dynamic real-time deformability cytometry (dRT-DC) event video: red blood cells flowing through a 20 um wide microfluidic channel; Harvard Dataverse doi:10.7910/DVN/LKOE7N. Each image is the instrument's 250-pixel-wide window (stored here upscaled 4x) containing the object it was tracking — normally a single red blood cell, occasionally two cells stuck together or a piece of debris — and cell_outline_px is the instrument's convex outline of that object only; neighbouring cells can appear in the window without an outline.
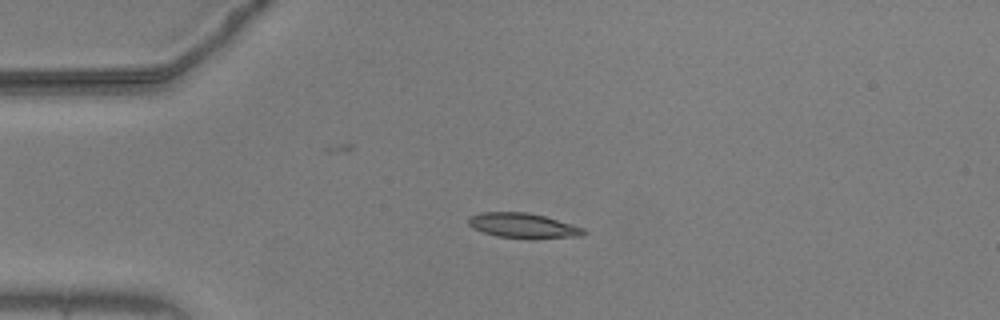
{"species": "common noctule bat (a hibernating species)", "species_latin": "Nyctalus noctula", "temperature_condition": "warm", "stored_images_in_passage": 44, "camera_frame_rate_fps": 3000, "um_per_image_px": 0.085, "animal": {"sex": "male", "body_mass_g": 20.5, "forearm_length_mm": 52.5}, "frame": {"image": 1, "passage_image": 1, "time_ms": 0.0, "image_size_px": [1000, 320], "cell_outline_px": [[588, 232], [584, 236], [496, 236], [472, 228], [468, 224], [468, 216], [480, 212], [528, 212], [544, 216], [584, 228]], "centroid_in_image_um": [44.39, 19.12], "position_along_channel_um": 40.6, "area_um2": 15.95}}
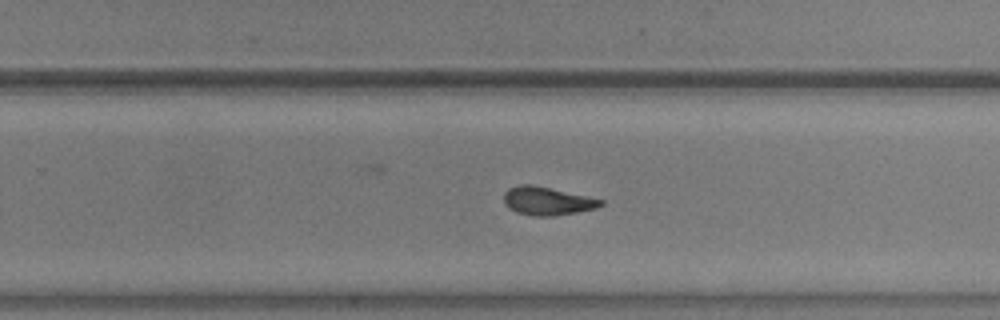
{"frame": {"image": 2, "passage_image": 23, "time_ms": 7.333, "image_size_px": [1000, 320], "cell_outline_px": [[604, 204], [596, 208], [576, 212], [552, 216], [532, 216], [516, 212], [508, 208], [504, 204], [504, 192], [508, 188], [520, 184], [532, 184], [588, 196], [604, 200]], "centroid_in_image_um": [46.49, 17.08], "position_along_channel_um": 283.3, "area_um2": 16.07}}
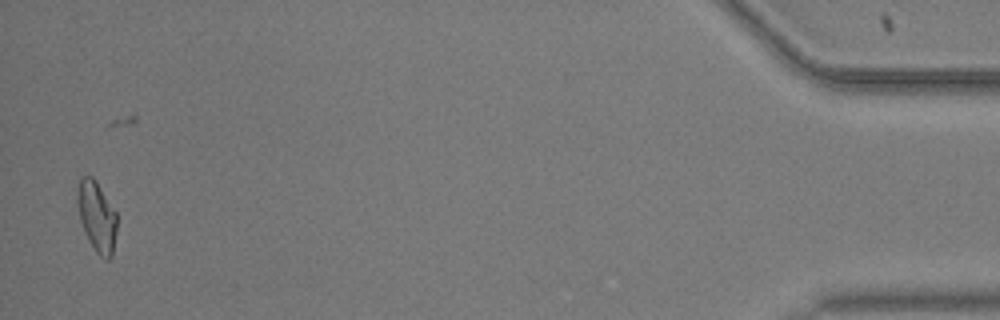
{"frame": {"image": 3, "passage_image": 42, "time_ms": 13.667, "image_size_px": [1000, 320], "cell_outline_px": [[116, 232], [112, 256], [108, 260], [104, 260], [96, 252], [84, 232], [80, 220], [76, 200], [76, 192], [80, 176], [92, 176], [96, 180], [116, 212]], "centroid_in_image_um": [8.21, 18.39], "position_along_channel_um": 427.0, "area_um2": 16.36}, "authors_computed_cell_mechanics": {"area_um2": 16.1262, "velocity_mm_per_s": 3.6701, "shape_relaxation_time_tau1_ms": 8.4142, "shape_relaxation_time_tau2_ms": 3.5675, "deformation_change_tau1": 0.2527, "deformation_change_tau2": 0.076}}